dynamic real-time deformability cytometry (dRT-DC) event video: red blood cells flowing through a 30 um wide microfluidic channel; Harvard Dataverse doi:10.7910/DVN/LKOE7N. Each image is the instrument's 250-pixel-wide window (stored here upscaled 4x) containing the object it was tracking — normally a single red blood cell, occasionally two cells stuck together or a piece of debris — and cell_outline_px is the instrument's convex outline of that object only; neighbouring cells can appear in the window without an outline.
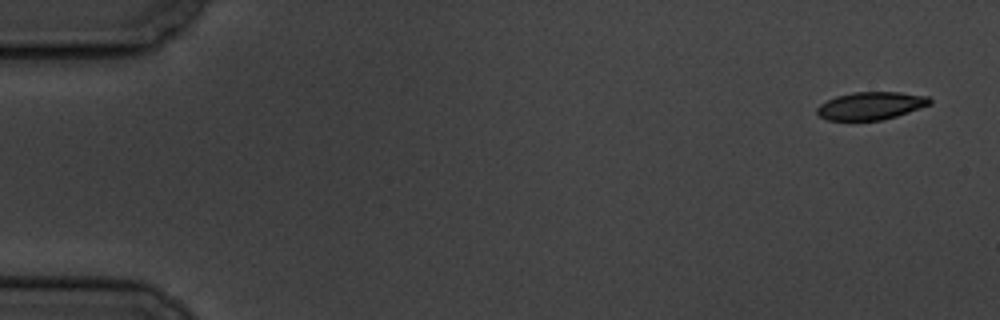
{"species": "common noctule bat (a hibernating species)", "species_latin": "Nyctalus noctula", "temperature_condition": "cold", "stored_images_in_passage": 15, "camera_frame_rate_fps": 3000, "um_per_image_px": 0.085, "animal": {"sex": "male", "body_mass_g": 19.5, "forearm_length_mm": 54.6}, "frame": {"image": 1, "passage_image": 1, "time_ms": 0.0, "image_size_px": [1000, 320], "cell_outline_px": [[932, 104], [896, 116], [880, 120], [828, 120], [820, 116], [816, 112], [816, 108], [820, 104], [836, 96], [852, 92], [900, 92], [928, 96], [932, 100]], "centroid_in_image_um": [74.03, 8.98], "position_along_channel_um": 11.0, "area_um2": 18.21}}
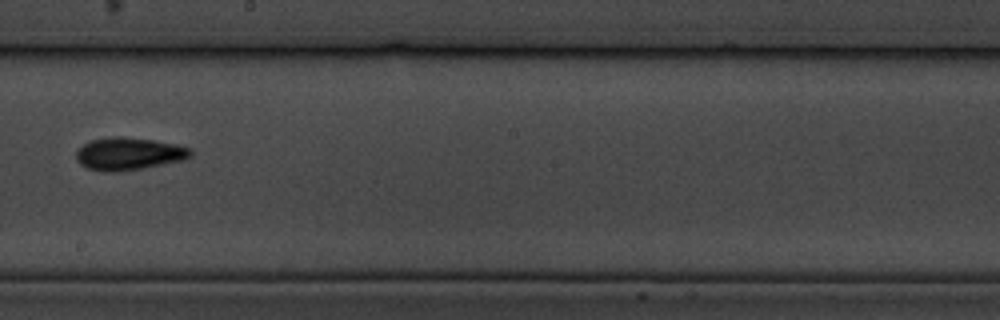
{"frame": {"image": 2, "passage_image": 9, "time_ms": 10.333, "image_size_px": [1000, 320], "cell_outline_px": [[192, 156], [184, 160], [144, 168], [120, 172], [104, 172], [88, 168], [80, 164], [76, 160], [76, 152], [84, 144], [92, 140], [116, 136], [124, 136], [152, 140], [176, 144], [192, 148]], "centroid_in_image_um": [10.97, 13.08], "position_along_channel_um": 237.2, "area_um2": 21.85}}
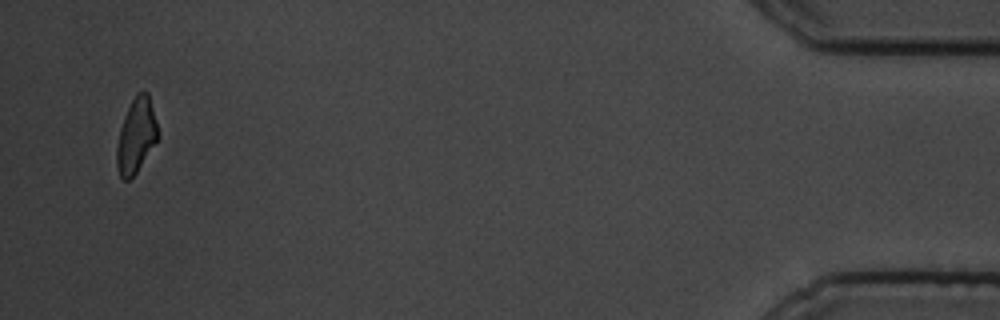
{"frame": {"image": 3, "passage_image": 15, "time_ms": 18.0, "image_size_px": [1000, 320], "cell_outline_px": [[160, 136], [136, 172], [128, 180], [124, 180], [120, 176], [116, 164], [116, 148], [120, 128], [124, 116], [136, 92], [144, 88], [148, 92], [156, 120]], "centroid_in_image_um": [11.58, 11.48], "position_along_channel_um": 423.6, "area_um2": 17.98}, "authors_computed_cell_mechanics": {"area_um2": 19.4208, "velocity_mm_per_s": 3.4609, "shape_relaxation_time_tau1_ms": 5.0583, "shape_relaxation_time_tau2_ms": null, "deformation_change_tau1": 0.1704, "deformation_change_tau2": null}}